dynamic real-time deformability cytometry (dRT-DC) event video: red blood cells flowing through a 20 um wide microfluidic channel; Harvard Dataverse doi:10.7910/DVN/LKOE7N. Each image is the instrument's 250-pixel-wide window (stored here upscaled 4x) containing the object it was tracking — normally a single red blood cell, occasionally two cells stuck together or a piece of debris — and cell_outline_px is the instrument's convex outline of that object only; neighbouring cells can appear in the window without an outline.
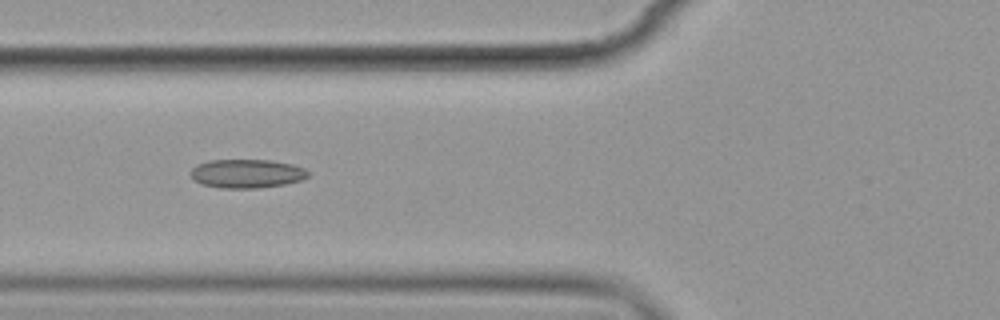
{"species": "common noctule bat (a hibernating species)", "species_latin": "Nyctalus noctula", "temperature_condition": "cold", "stored_images_in_passage": 7, "camera_frame_rate_fps": 3000, "um_per_image_px": 0.085, "animal": {"sex": "female", "body_mass_g": 19.9}, "frame": {"image": 1, "passage_image": 6, "time_ms": 6.0, "image_size_px": [1000, 320], "cell_outline_px": [[308, 176], [300, 180], [284, 184], [260, 188], [220, 188], [204, 184], [196, 180], [188, 172], [196, 164], [212, 160], [268, 160], [292, 164], [304, 168], [308, 172]], "centroid_in_image_um": [20.96, 14.75], "position_along_channel_um": 104.8, "area_um2": 19.54}}
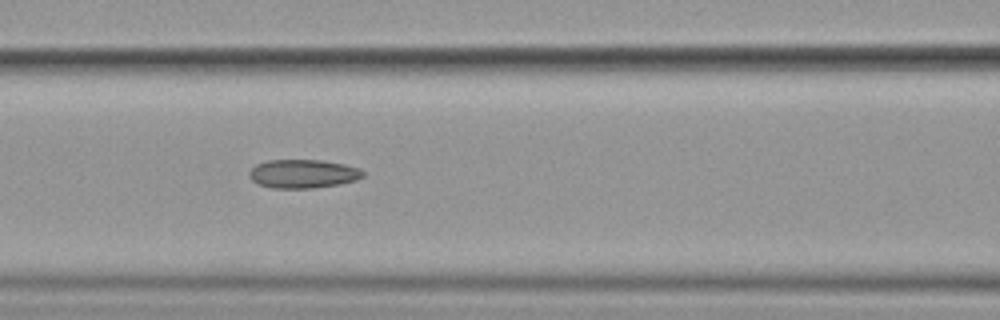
{"frame": {"image": 2, "passage_image": 7, "time_ms": 7.0, "image_size_px": [1000, 320], "cell_outline_px": [[364, 176], [356, 180], [340, 184], [312, 188], [272, 188], [260, 184], [252, 180], [248, 176], [248, 172], [256, 164], [268, 160], [320, 160], [344, 164], [360, 168], [364, 172]], "centroid_in_image_um": [25.76, 14.77], "position_along_channel_um": 140.8, "area_um2": 19.02}}